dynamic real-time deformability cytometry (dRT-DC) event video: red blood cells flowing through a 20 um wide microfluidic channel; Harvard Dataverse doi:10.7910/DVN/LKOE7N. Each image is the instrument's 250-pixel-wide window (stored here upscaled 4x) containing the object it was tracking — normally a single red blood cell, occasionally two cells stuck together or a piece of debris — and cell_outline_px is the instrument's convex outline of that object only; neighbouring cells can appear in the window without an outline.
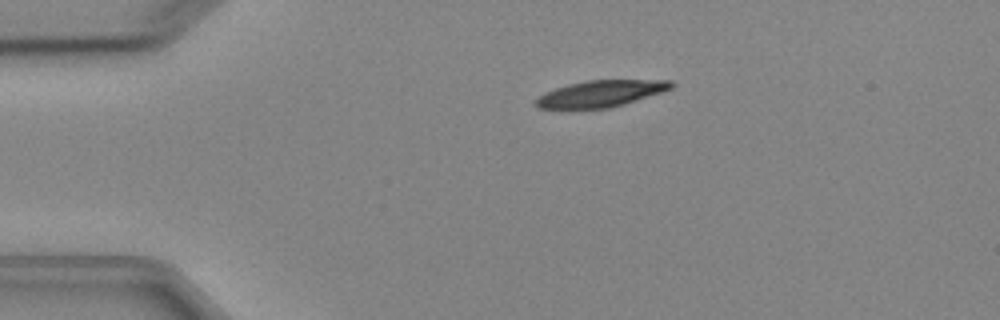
{"species": "Egyptian fruit bat (a non-hibernating species)", "species_latin": "Rousettus aegyptiacus", "temperature_condition": "cold", "stored_images_in_passage": 2, "camera_frame_rate_fps": 3000, "um_per_image_px": 0.085, "animal": {"sex": "female"}, "frame": {"image": 1, "passage_image": 1, "time_ms": 0.0, "image_size_px": [1000, 320], "cell_outline_px": [[676, 84], [672, 88], [624, 104], [608, 108], [568, 112], [536, 108], [536, 100], [544, 92], [568, 84], [584, 80], [672, 80]], "centroid_in_image_um": [50.95, 8.01], "position_along_channel_um": 34.0, "area_um2": 21.73}}